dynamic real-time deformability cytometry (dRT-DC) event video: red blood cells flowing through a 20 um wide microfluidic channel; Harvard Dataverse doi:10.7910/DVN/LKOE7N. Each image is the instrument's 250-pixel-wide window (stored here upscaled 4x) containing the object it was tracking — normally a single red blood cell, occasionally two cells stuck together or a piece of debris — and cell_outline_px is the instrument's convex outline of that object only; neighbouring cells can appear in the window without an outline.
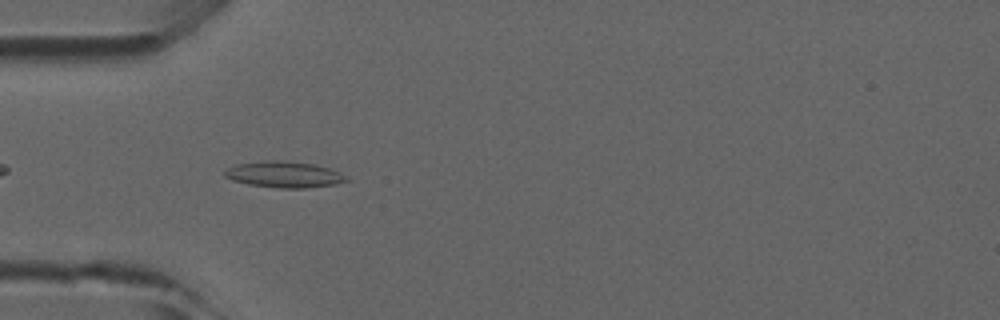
{"species": "common noctule bat (a hibernating species)", "species_latin": "Nyctalus noctula", "temperature_condition": "room temperature", "stored_images_in_passage": 5, "camera_frame_rate_fps": 3000, "um_per_image_px": 0.085, "animal": {"sex": "male", "forearm_length_mm": 52.5}, "frame": {"image": 1, "passage_image": 2, "time_ms": 0.333, "image_size_px": [1000, 320], "cell_outline_px": [[348, 180], [336, 184], [308, 188], [280, 188], [248, 184], [232, 180], [224, 176], [224, 172], [228, 168], [236, 164], [264, 160], [284, 160], [312, 164], [328, 168], [340, 172], [348, 176]], "centroid_in_image_um": [24.15, 14.83], "position_along_channel_um": 60.8, "area_um2": 18.61}}
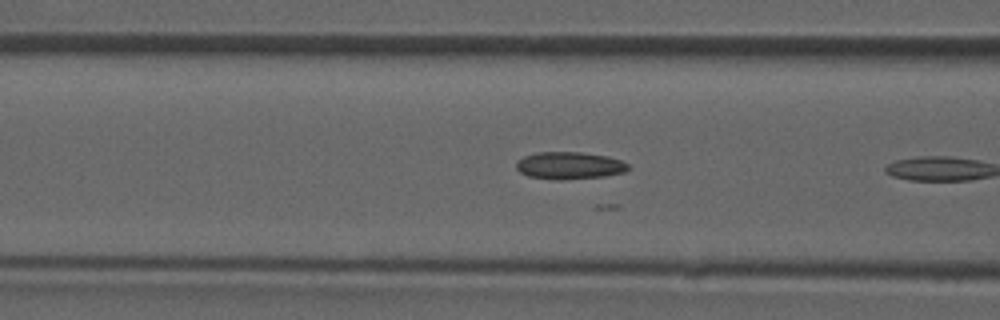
{"frame": {"image": 2, "passage_image": 4, "time_ms": 1.0, "image_size_px": [1000, 320], "cell_outline_px": [[628, 168], [624, 172], [604, 176], [560, 180], [556, 180], [528, 176], [520, 172], [516, 168], [516, 160], [524, 156], [536, 152], [580, 152], [608, 156], [620, 160], [628, 164]], "centroid_in_image_um": [48.36, 14.06], "position_along_channel_um": 118.2, "area_um2": 17.8}}